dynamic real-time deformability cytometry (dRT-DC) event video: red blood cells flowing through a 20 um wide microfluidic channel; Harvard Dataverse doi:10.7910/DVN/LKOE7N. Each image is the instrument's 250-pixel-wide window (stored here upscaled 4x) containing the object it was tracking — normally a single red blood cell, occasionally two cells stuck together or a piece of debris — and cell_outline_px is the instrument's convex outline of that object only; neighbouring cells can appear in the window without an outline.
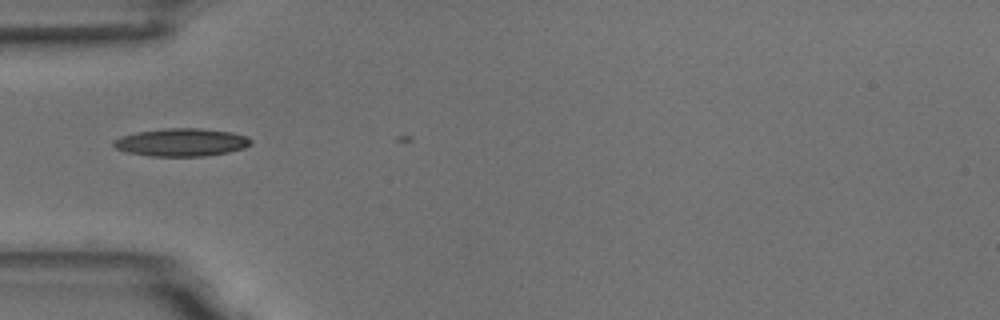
{"species": "common noctule bat (a hibernating species)", "species_latin": "Nyctalus noctula", "temperature_condition": "room temperature", "stored_images_in_passage": 5, "camera_frame_rate_fps": 3000, "um_per_image_px": 0.085, "animal": {"sex": "male", "body_mass_g": 18.8}, "frame": {"image": 1, "passage_image": 4, "time_ms": 4.333, "image_size_px": [1000, 320], "cell_outline_px": [[252, 144], [244, 148], [228, 152], [204, 156], [148, 156], [128, 152], [116, 148], [112, 144], [112, 140], [120, 136], [136, 132], [164, 128], [200, 128], [232, 132], [244, 136], [252, 140]], "centroid_in_image_um": [15.4, 12.09], "position_along_channel_um": 69.6, "area_um2": 22.37}}